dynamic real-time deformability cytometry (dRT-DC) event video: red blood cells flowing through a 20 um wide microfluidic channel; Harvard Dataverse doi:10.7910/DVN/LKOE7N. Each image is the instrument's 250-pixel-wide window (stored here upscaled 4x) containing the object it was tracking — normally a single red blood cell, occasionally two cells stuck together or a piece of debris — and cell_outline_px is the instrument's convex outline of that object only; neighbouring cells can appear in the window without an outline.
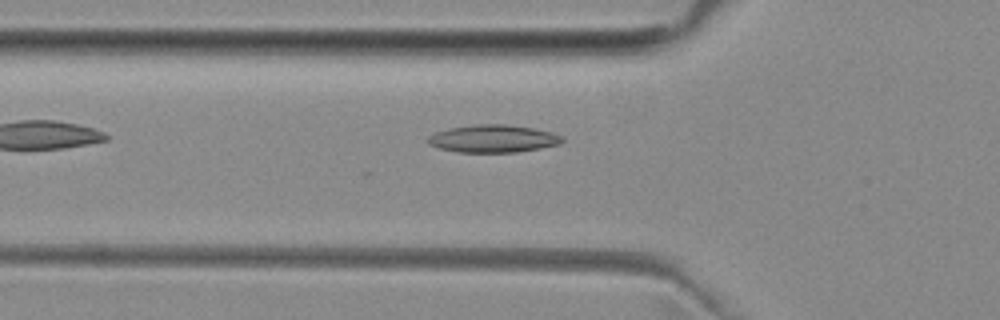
{"species": "common noctule bat (a hibernating species)", "species_latin": "Nyctalus noctula", "temperature_condition": "room temperature", "stored_images_in_passage": 5, "camera_frame_rate_fps": 3000, "um_per_image_px": 0.085, "animal": {"sex": "female", "body_mass_g": 29.2, "forearm_length_mm": 56.3}, "frame": {"image": 1, "passage_image": 5, "time_ms": 5.667, "image_size_px": [1000, 320], "cell_outline_px": [[564, 140], [560, 144], [540, 148], [516, 152], [456, 152], [440, 148], [428, 144], [428, 136], [436, 132], [448, 128], [476, 124], [508, 124], [532, 128], [552, 132], [564, 136]], "centroid_in_image_um": [41.93, 11.78], "position_along_channel_um": 83.9, "area_um2": 21.68}}